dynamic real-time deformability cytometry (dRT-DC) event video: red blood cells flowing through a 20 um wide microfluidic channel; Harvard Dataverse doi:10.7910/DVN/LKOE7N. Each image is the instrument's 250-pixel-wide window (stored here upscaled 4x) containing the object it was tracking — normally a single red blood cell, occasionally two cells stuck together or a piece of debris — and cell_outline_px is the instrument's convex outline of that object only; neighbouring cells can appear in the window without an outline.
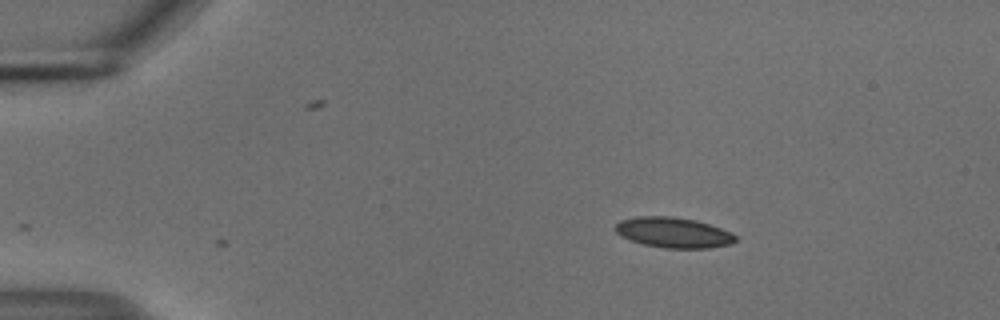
{"species": "common noctule bat (a hibernating species)", "species_latin": "Nyctalus noctula", "temperature_condition": "cold", "stored_images_in_passage": 3, "camera_frame_rate_fps": 3000, "um_per_image_px": 0.085, "animal": {"sex": "male", "body_mass_g": 18.8}, "frame": {"image": 1, "passage_image": 3, "time_ms": 0.667, "image_size_px": [1000, 320], "cell_outline_px": [[736, 240], [732, 244], [708, 248], [664, 248], [644, 244], [620, 236], [616, 232], [616, 224], [620, 220], [636, 216], [672, 216], [696, 220], [732, 232], [736, 236]], "centroid_in_image_um": [57.25, 19.76], "position_along_channel_um": 27.8, "area_um2": 21.27}}